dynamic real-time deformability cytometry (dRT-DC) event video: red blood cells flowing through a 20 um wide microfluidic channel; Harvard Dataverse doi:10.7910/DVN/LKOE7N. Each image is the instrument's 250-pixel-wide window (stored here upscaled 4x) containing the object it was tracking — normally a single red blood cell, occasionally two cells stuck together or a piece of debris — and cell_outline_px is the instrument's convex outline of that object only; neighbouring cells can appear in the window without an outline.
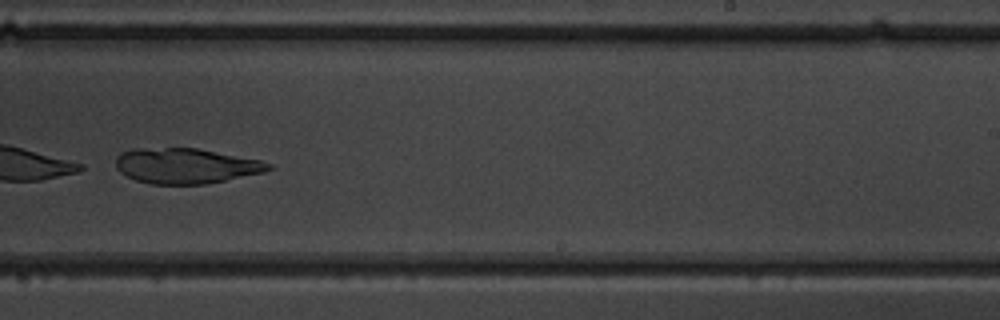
{"species": "common noctule bat (a hibernating species)", "species_latin": "Nyctalus noctula", "temperature_condition": "warm", "stored_images_in_passage": 27, "camera_frame_rate_fps": 3000, "um_per_image_px": 0.085, "animal": {"sex": "male", "body_mass_g": 19.5, "forearm_length_mm": 54.6}, "frame": {"image": 1, "passage_image": 22, "time_ms": 7.0, "image_size_px": [1000, 320], "cell_outline_px": [[272, 168], [264, 172], [204, 184], [152, 184], [136, 180], [120, 172], [116, 168], [116, 156], [120, 152], [132, 148], [196, 148], [260, 160], [272, 164]], "centroid_in_image_um": [15.75, 14.09], "position_along_channel_um": 273.2, "area_um2": 31.27}}
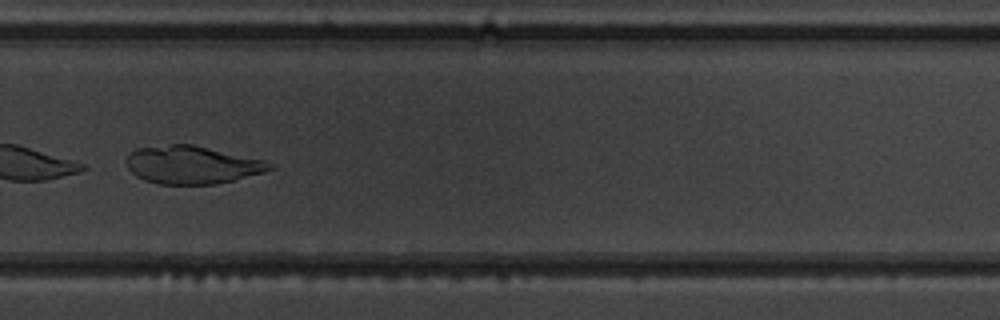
{"frame": {"image": 2, "passage_image": 25, "time_ms": 8.0, "image_size_px": [1000, 320], "cell_outline_px": [[276, 168], [264, 172], [216, 184], [160, 184], [144, 180], [136, 176], [128, 168], [124, 160], [128, 152], [136, 148], [172, 144], [192, 144], [264, 160]], "centroid_in_image_um": [16.26, 14.0], "position_along_channel_um": 313.5, "area_um2": 31.67}}